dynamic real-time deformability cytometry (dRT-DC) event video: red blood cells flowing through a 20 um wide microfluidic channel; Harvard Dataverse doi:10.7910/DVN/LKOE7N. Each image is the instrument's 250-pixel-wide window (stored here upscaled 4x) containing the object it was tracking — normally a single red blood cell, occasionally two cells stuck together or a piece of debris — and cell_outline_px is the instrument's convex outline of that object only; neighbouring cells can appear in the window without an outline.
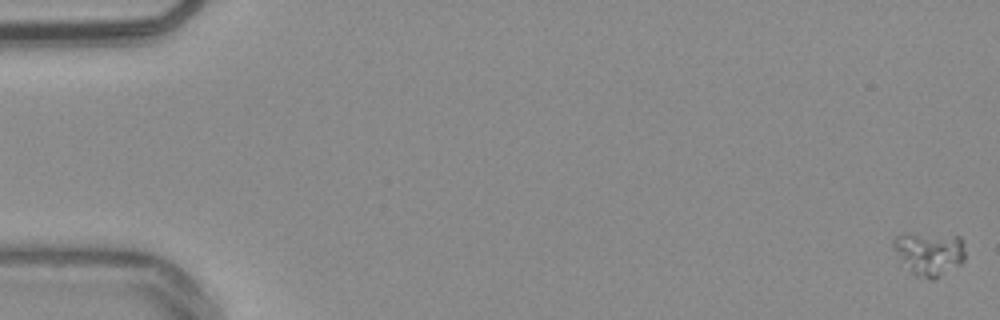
{"species": "common noctule bat (a hibernating species)", "species_latin": "Nyctalus noctula", "temperature_condition": "warm", "stored_images_in_passage": 55, "camera_frame_rate_fps": 3000, "um_per_image_px": 0.085, "animal": {"sex": "male", "body_mass_g": 20.4}, "frame": {"image": 1, "passage_image": 1, "time_ms": 0.0, "image_size_px": [1000, 320], "cell_outline_px": [[964, 260], [960, 264], [936, 280], [932, 280], [916, 276], [900, 260], [892, 248], [892, 240], [896, 236], [904, 232], [960, 236], [964, 240]], "centroid_in_image_um": [78.98, 21.53], "position_along_channel_um": 6.0, "area_um2": 18.67}}
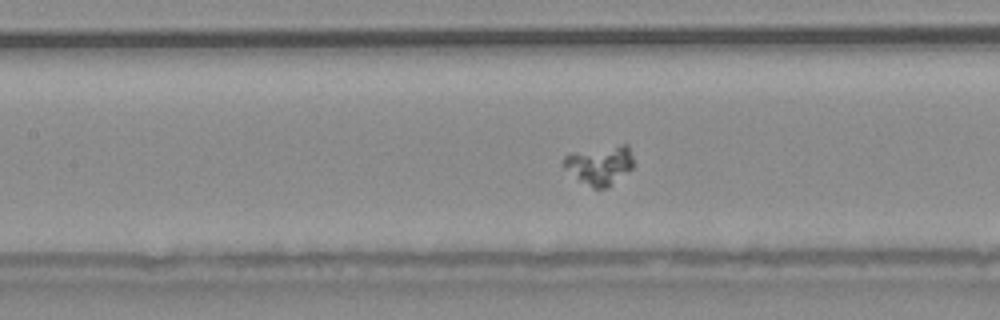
{"frame": {"image": 2, "passage_image": 26, "time_ms": 8.333, "image_size_px": [1000, 320], "cell_outline_px": [[632, 168], [608, 188], [592, 188], [580, 180], [564, 168], [560, 164], [564, 156], [572, 152], [620, 144], [628, 144], [632, 156]], "centroid_in_image_um": [50.95, 14.02], "position_along_channel_um": 156.4, "area_um2": 15.95}}
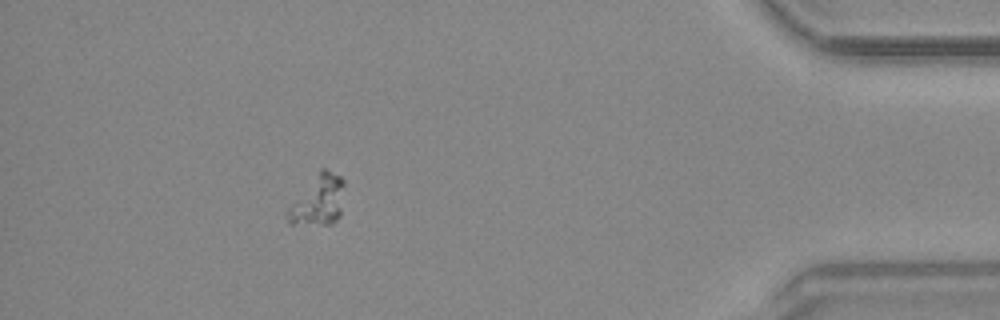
{"frame": {"image": 3, "passage_image": 50, "time_ms": 16.333, "image_size_px": [1000, 320], "cell_outline_px": [[344, 184], [340, 216], [332, 224], [292, 224], [288, 220], [288, 208], [320, 168], [324, 168], [340, 176], [344, 180]], "centroid_in_image_um": [27.08, 17.02], "position_along_channel_um": 408.1, "area_um2": 16.3}}